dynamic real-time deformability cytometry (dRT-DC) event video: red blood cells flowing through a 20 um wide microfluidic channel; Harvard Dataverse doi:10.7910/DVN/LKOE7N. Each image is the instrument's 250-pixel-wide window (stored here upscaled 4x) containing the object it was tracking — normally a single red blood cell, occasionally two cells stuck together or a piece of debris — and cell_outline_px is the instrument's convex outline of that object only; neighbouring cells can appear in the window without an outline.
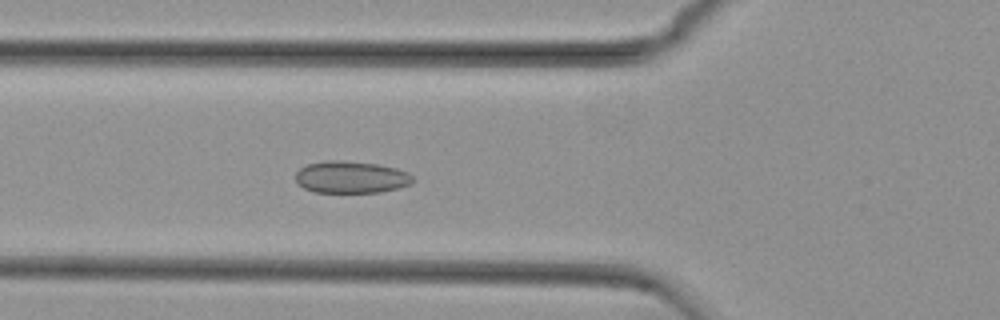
{"species": "common noctule bat (a hibernating species)", "species_latin": "Nyctalus noctula", "temperature_condition": "cold", "stored_images_in_passage": 54, "camera_frame_rate_fps": 3000, "um_per_image_px": 0.085, "animal": {"sex": "female", "body_mass_g": 29.2, "forearm_length_mm": 56.3}, "frame": {"image": 1, "passage_image": 19, "time_ms": 6.0, "image_size_px": [1000, 320], "cell_outline_px": [[416, 180], [412, 184], [400, 188], [380, 192], [316, 192], [304, 188], [296, 184], [296, 172], [300, 168], [308, 164], [328, 160], [340, 160], [376, 164], [396, 168], [408, 172]], "centroid_in_image_um": [29.86, 15.06], "position_along_channel_um": 95.9, "area_um2": 22.02}}
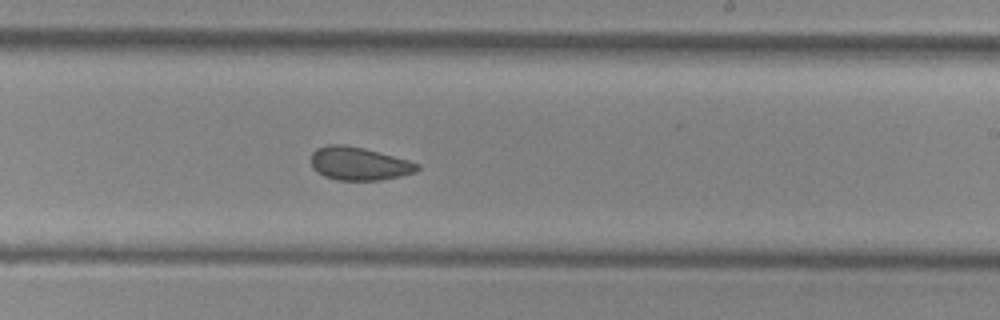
{"frame": {"image": 2, "passage_image": 32, "time_ms": 10.333, "image_size_px": [1000, 320], "cell_outline_px": [[420, 168], [416, 172], [400, 176], [380, 180], [336, 180], [324, 176], [316, 172], [312, 168], [312, 152], [316, 148], [328, 144], [344, 144], [364, 148], [408, 160], [420, 164]], "centroid_in_image_um": [30.5, 13.91], "position_along_channel_um": 258.5, "area_um2": 20.63}}
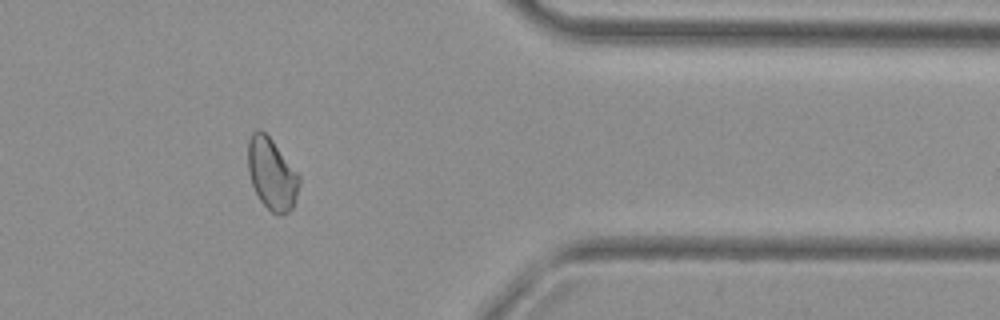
{"frame": {"image": 3, "passage_image": 44, "time_ms": 14.333, "image_size_px": [1000, 320], "cell_outline_px": [[300, 184], [292, 208], [288, 212], [280, 216], [276, 216], [260, 200], [252, 184], [248, 172], [248, 140], [252, 132], [256, 128], [260, 128], [272, 140], [300, 176]], "centroid_in_image_um": [23.09, 14.78], "position_along_channel_um": 388.3, "area_um2": 21.33}, "authors_computed_cell_mechanics": {"area_um2": 21.9062, "velocity_mm_per_s": 3.7468, "shape_relaxation_time_tau1_ms": null, "shape_relaxation_time_tau2_ms": 1.8949, "deformation_change_tau1": null, "deformation_change_tau2": 0.0505}}